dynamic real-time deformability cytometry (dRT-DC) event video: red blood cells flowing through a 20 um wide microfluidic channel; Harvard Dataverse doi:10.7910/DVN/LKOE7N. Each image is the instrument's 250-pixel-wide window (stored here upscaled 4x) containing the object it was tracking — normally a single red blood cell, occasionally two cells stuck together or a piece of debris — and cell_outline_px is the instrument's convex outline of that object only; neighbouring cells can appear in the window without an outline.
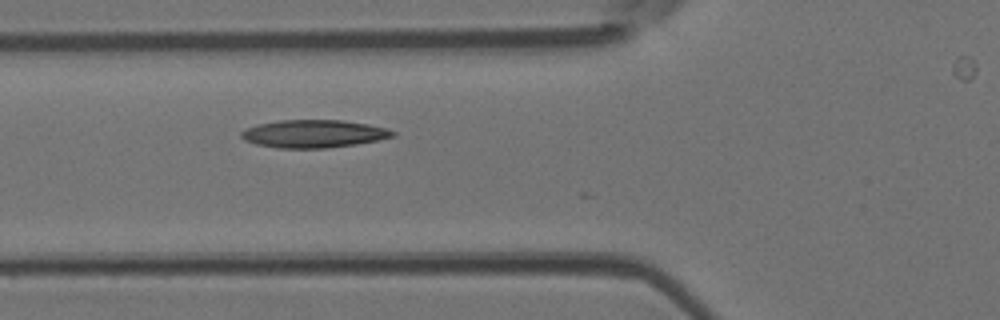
{"species": "Egyptian fruit bat (a non-hibernating species)", "species_latin": "Rousettus aegyptiacus", "temperature_condition": "room temperature", "stored_images_in_passage": 5, "camera_frame_rate_fps": 3000, "um_per_image_px": 0.085, "animal": {"sex": "female"}, "frame": {"image": 1, "passage_image": 5, "time_ms": 1.333, "image_size_px": [1000, 320], "cell_outline_px": [[396, 136], [356, 144], [328, 148], [280, 148], [256, 144], [244, 140], [240, 136], [240, 132], [256, 124], [280, 120], [340, 120], [368, 124], [388, 128], [396, 132]], "centroid_in_image_um": [26.67, 11.37], "position_along_channel_um": 99.1, "area_um2": 24.57}}